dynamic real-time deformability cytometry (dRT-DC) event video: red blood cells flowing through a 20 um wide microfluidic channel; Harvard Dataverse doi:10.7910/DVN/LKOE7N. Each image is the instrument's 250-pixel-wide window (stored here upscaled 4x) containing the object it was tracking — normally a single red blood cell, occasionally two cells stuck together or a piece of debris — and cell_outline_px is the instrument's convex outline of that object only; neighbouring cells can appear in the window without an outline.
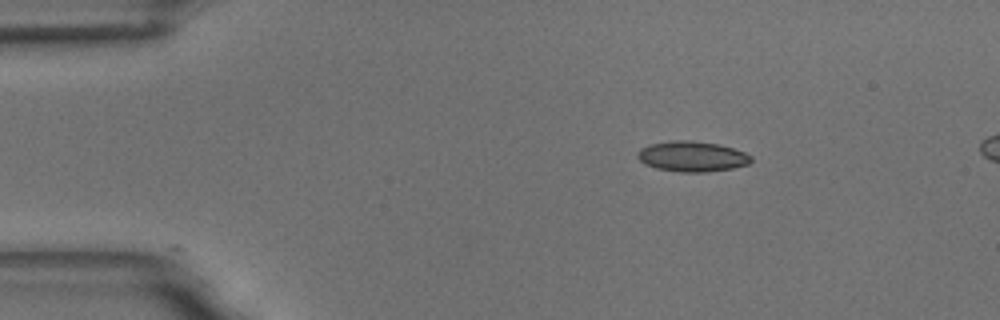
{"species": "common noctule bat (a hibernating species)", "species_latin": "Nyctalus noctula", "temperature_condition": "room temperature", "stored_images_in_passage": 2, "camera_frame_rate_fps": 3000, "um_per_image_px": 0.085, "animal": {"sex": "male", "body_mass_g": 18.8}, "frame": {"image": 1, "passage_image": 1, "time_ms": 0.0, "image_size_px": [1000, 320], "cell_outline_px": [[752, 160], [748, 164], [732, 168], [708, 172], [680, 172], [656, 168], [644, 164], [636, 156], [636, 152], [640, 148], [652, 144], [672, 140], [688, 140], [720, 144], [744, 152], [752, 156]], "centroid_in_image_um": [58.81, 13.3], "position_along_channel_um": 26.2, "area_um2": 20.17}}